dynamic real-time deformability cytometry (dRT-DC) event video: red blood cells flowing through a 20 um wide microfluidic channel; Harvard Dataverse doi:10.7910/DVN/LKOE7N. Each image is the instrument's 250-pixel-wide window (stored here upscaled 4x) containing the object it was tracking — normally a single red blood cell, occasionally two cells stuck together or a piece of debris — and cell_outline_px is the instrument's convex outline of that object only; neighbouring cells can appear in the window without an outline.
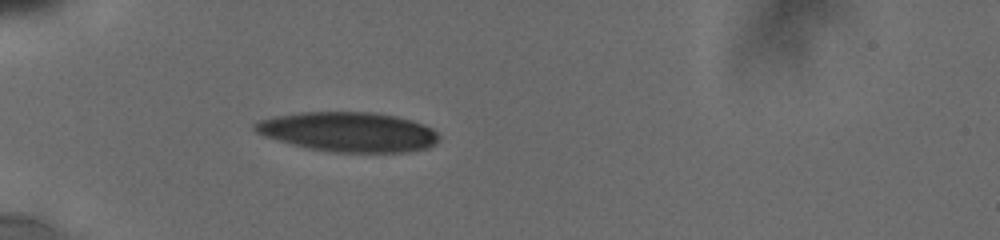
{"species": "human", "species_latin": "Homo sapiens", "temperature_condition": "cold", "stored_images_in_passage": 25, "camera_frame_rate_fps": 3000, "um_per_image_px": 0.085, "donor": {"sex": "male"}, "frame": {"image": 1, "passage_image": 3, "time_ms": 1.0, "image_size_px": [1000, 240], "cell_outline_px": [[440, 140], [436, 144], [428, 148], [412, 152], [332, 152], [308, 148], [292, 144], [264, 136], [256, 132], [252, 128], [252, 124], [260, 120], [276, 116], [300, 112], [368, 112], [396, 116], [412, 120], [424, 124], [432, 128], [440, 136]], "centroid_in_image_um": [29.65, 11.22], "position_along_channel_um": 55.3, "area_um2": 42.77}}
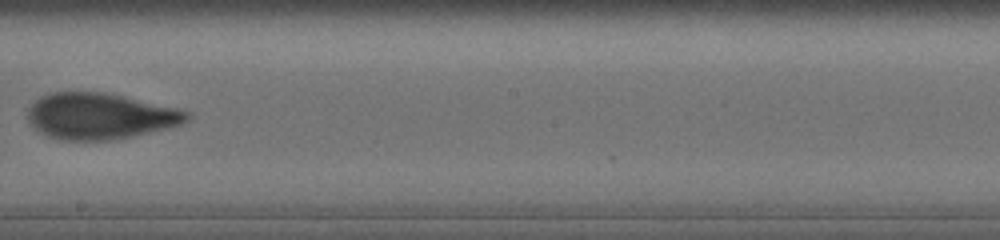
{"frame": {"image": 2, "passage_image": 14, "time_ms": 6.333, "image_size_px": [1000, 240], "cell_outline_px": [[192, 116], [188, 120], [180, 124], [168, 128], [132, 136], [112, 140], [64, 140], [48, 136], [40, 132], [28, 120], [28, 108], [40, 96], [52, 92], [104, 92], [124, 96], [176, 108], [192, 112]], "centroid_in_image_um": [8.52, 9.86], "position_along_channel_um": 239.7, "area_um2": 42.66}}
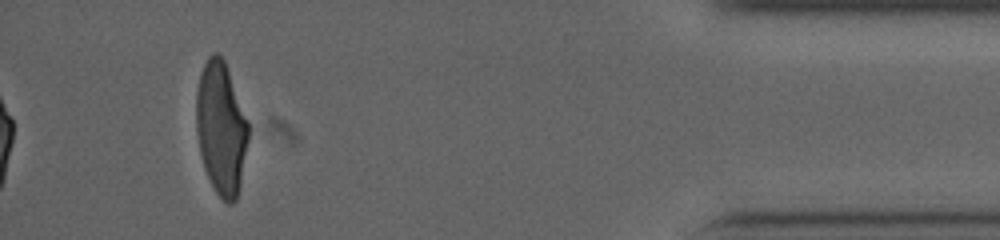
{"frame": {"image": 3, "passage_image": 25, "time_ms": 12.333, "image_size_px": [1000, 240], "cell_outline_px": [[248, 140], [240, 184], [236, 200], [232, 204], [228, 204], [216, 192], [204, 168], [200, 152], [196, 132], [196, 92], [200, 72], [208, 56], [212, 52], [216, 52], [224, 60], [248, 120]], "centroid_in_image_um": [18.78, 10.87], "position_along_channel_um": 416.4, "area_um2": 40.17}, "authors_computed_cell_mechanics": {"area_um2": 42.483, "velocity_mm_per_s": 3.7946, "shape_relaxation_time_tau1_ms": 4.9489, "shape_relaxation_time_tau2_ms": 1.3741, "deformation_change_tau1": 0.1819, "deformation_change_tau2": 0.0738}}